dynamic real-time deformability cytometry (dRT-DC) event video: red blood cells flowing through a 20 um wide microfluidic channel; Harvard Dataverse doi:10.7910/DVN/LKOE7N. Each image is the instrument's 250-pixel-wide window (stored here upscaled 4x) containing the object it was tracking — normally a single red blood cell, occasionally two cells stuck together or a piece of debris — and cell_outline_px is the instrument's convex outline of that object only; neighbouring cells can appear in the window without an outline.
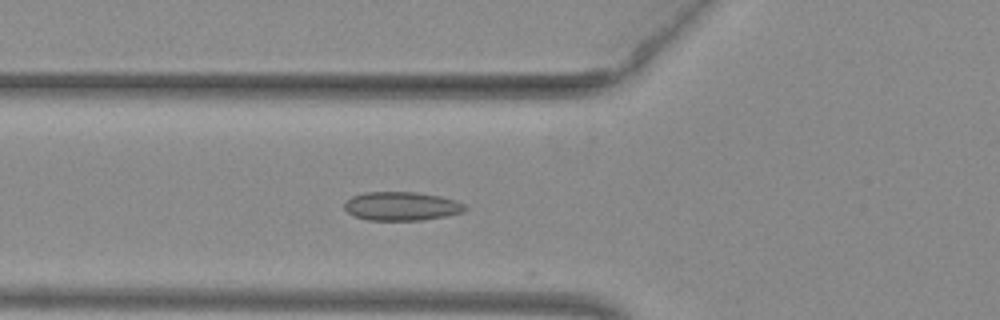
{"species": "common noctule bat (a hibernating species)", "species_latin": "Nyctalus noctula", "temperature_condition": "warm", "stored_images_in_passage": 5, "camera_frame_rate_fps": 3000, "um_per_image_px": 0.085, "animal": {"sex": "female", "body_mass_g": 29.2, "forearm_length_mm": 56.3}, "frame": {"image": 1, "passage_image": 4, "time_ms": 1.0, "image_size_px": [1000, 320], "cell_outline_px": [[468, 208], [464, 212], [444, 216], [420, 220], [368, 220], [352, 216], [344, 208], [344, 204], [352, 196], [364, 192], [416, 192], [440, 196], [456, 200], [464, 204]], "centroid_in_image_um": [34.13, 17.52], "position_along_channel_um": 91.7, "area_um2": 20.23}}